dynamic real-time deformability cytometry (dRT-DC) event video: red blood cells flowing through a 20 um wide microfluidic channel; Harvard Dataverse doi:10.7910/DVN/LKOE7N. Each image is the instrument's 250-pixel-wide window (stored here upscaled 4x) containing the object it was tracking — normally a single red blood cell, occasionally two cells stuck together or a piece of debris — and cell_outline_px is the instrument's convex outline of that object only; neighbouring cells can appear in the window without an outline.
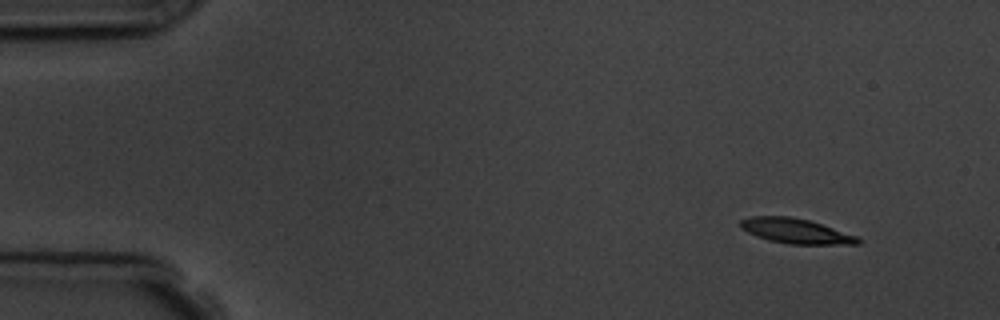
{"species": "common noctule bat (a hibernating species)", "species_latin": "Nyctalus noctula", "temperature_condition": "room temperature", "stored_images_in_passage": 4, "camera_frame_rate_fps": 3000, "um_per_image_px": 0.085, "animal": {"sex": "male", "body_mass_g": 19.5, "forearm_length_mm": 54.6}, "frame": {"image": 1, "passage_image": 1, "time_ms": 0.0, "image_size_px": [1000, 320], "cell_outline_px": [[860, 244], [788, 244], [768, 240], [756, 236], [740, 228], [740, 220], [752, 216], [792, 216], [808, 220], [856, 236], [860, 240]], "centroid_in_image_um": [67.59, 19.63], "position_along_channel_um": 17.4, "area_um2": 16.88}}
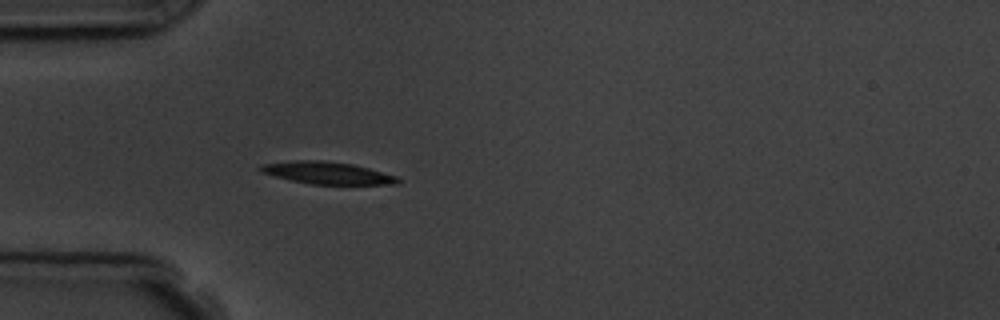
{"frame": {"image": 2, "passage_image": 4, "time_ms": 3.667, "image_size_px": [1000, 320], "cell_outline_px": [[400, 184], [312, 184], [292, 180], [260, 172], [256, 168], [260, 164], [292, 160], [324, 160], [352, 164], [368, 168], [396, 176], [400, 180]], "centroid_in_image_um": [27.77, 14.68], "position_along_channel_um": 57.2, "area_um2": 17.74}}